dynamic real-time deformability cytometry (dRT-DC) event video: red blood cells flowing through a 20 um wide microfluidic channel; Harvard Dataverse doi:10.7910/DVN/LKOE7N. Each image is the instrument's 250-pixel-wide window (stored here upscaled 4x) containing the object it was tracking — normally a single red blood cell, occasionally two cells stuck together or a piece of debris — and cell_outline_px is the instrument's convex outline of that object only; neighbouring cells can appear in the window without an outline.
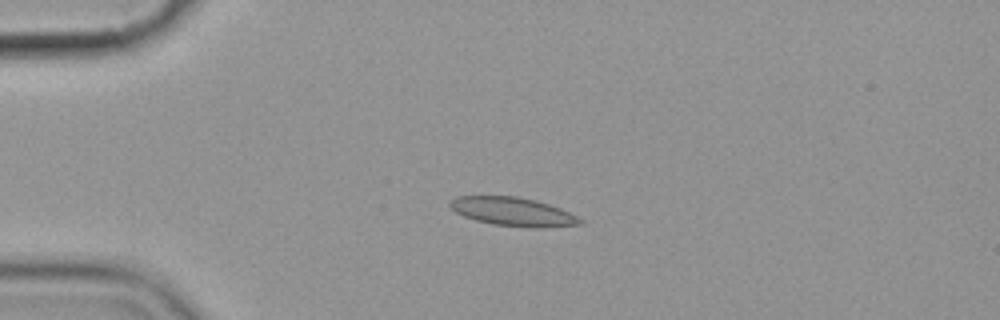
{"species": "common noctule bat (a hibernating species)", "species_latin": "Nyctalus noctula", "temperature_condition": "cold", "stored_images_in_passage": 5, "camera_frame_rate_fps": 3000, "um_per_image_px": 0.085, "animal": {"sex": "female", "body_mass_g": 19.9}, "frame": {"image": 1, "passage_image": 4, "time_ms": 4.333, "image_size_px": [1000, 320], "cell_outline_px": [[584, 220], [580, 224], [544, 228], [532, 228], [492, 224], [476, 220], [464, 216], [456, 212], [448, 204], [456, 196], [516, 196], [536, 200], [560, 208]], "centroid_in_image_um": [43.61, 17.99], "position_along_channel_um": 41.4, "area_um2": 21.62}}